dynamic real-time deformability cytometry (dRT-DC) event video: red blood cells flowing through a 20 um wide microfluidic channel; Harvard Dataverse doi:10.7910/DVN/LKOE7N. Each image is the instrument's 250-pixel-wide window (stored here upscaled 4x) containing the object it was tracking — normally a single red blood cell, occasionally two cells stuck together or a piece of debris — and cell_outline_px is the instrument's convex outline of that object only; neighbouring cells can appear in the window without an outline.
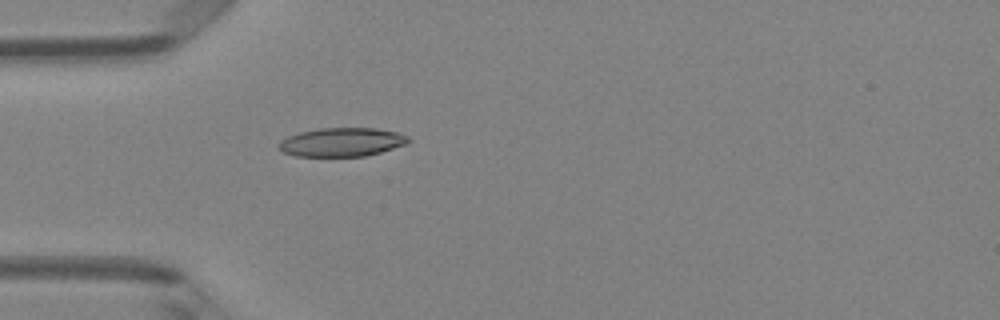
{"species": "Egyptian fruit bat (a non-hibernating species)", "species_latin": "Rousettus aegyptiacus", "temperature_condition": "room temperature", "stored_images_in_passage": 5, "camera_frame_rate_fps": 3000, "um_per_image_px": 0.085, "animal": {"sex": "female"}, "frame": {"image": 1, "passage_image": 5, "time_ms": 4.667, "image_size_px": [1000, 320], "cell_outline_px": [[412, 140], [404, 144], [380, 152], [364, 156], [296, 156], [284, 152], [276, 148], [276, 144], [280, 140], [288, 136], [300, 132], [320, 128], [376, 128], [400, 132], [408, 136]], "centroid_in_image_um": [29.03, 12.07], "position_along_channel_um": 56.0, "area_um2": 21.79}}